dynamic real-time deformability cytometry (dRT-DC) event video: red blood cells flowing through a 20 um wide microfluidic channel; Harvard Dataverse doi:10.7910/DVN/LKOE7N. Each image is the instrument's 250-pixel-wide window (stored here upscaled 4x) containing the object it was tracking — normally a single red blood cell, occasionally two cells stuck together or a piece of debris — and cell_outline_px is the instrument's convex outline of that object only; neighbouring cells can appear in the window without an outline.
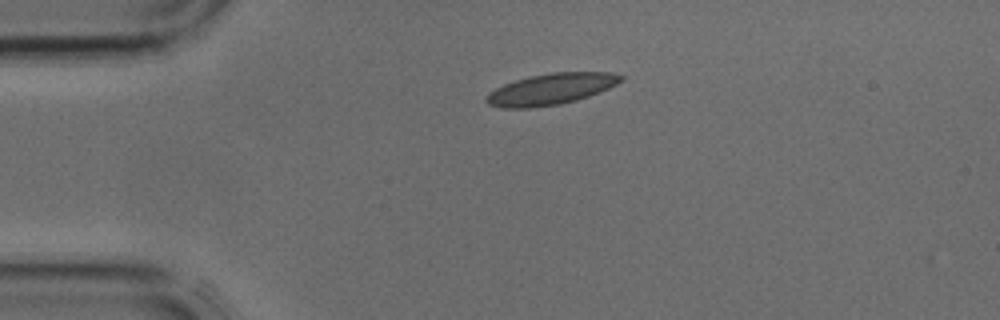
{"species": "common noctule bat (a hibernating species)", "species_latin": "Nyctalus noctula", "temperature_condition": "cold", "stored_images_in_passage": 3, "camera_frame_rate_fps": 3000, "um_per_image_px": 0.085, "animal": {"sex": "male", "body_mass_g": 17.9, "forearm_length_mm": 54.2}, "frame": {"image": 1, "passage_image": 3, "time_ms": 0.667, "image_size_px": [1000, 320], "cell_outline_px": [[624, 80], [600, 92], [576, 100], [560, 104], [528, 108], [504, 108], [488, 104], [484, 100], [484, 96], [488, 92], [504, 84], [516, 80], [532, 76], [552, 72], [608, 72], [624, 76]], "centroid_in_image_um": [46.81, 7.57], "position_along_channel_um": 38.2, "area_um2": 24.39}}